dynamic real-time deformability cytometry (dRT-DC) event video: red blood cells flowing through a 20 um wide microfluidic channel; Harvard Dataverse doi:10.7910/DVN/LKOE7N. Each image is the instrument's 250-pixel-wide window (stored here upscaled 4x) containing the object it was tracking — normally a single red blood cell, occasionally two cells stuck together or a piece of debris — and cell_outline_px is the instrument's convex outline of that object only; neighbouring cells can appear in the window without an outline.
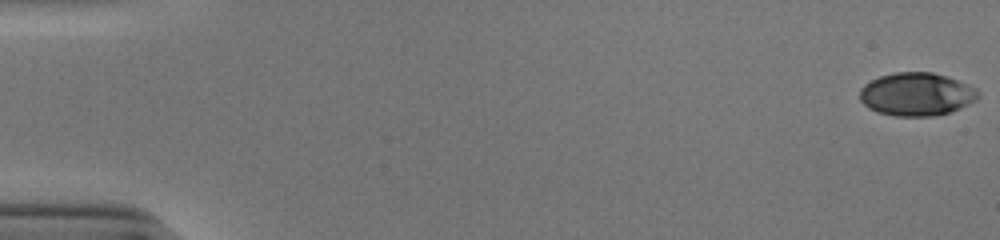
{"species": "human", "species_latin": "Homo sapiens", "temperature_condition": "cold", "stored_images_in_passage": 18, "camera_frame_rate_fps": 3000, "um_per_image_px": 0.085, "donor": {"sex": "male"}, "frame": {"image": 1, "passage_image": 1, "time_ms": 0.0, "image_size_px": [1000, 240], "cell_outline_px": [[980, 96], [976, 100], [952, 112], [932, 116], [896, 116], [876, 112], [868, 108], [860, 100], [860, 88], [864, 84], [880, 76], [896, 72], [932, 72], [948, 76], [968, 84], [976, 88], [980, 92]], "centroid_in_image_um": [77.92, 8.01], "position_along_channel_um": 7.1, "area_um2": 30.0}}
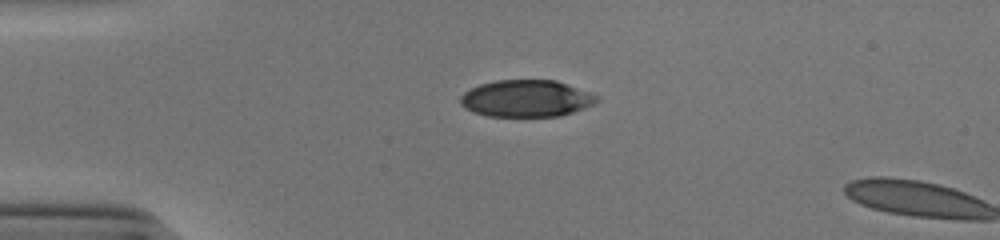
{"frame": {"image": 2, "passage_image": 14, "time_ms": 4.333, "image_size_px": [1000, 240], "cell_outline_px": [[600, 100], [596, 104], [560, 116], [488, 116], [472, 112], [464, 108], [460, 104], [460, 96], [464, 92], [480, 84], [496, 80], [556, 80], [600, 96]], "centroid_in_image_um": [44.74, 8.37], "position_along_channel_um": 40.3, "area_um2": 29.48}}